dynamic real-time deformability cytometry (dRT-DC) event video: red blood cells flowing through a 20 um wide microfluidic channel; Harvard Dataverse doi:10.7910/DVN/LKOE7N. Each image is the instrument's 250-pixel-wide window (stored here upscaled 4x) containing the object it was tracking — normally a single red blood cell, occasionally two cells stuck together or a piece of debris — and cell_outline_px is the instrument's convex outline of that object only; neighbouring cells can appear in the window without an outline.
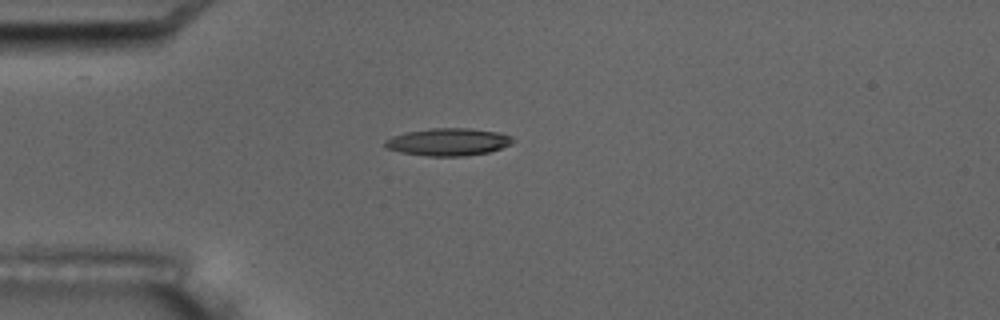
{"species": "common noctule bat (a hibernating species)", "species_latin": "Nyctalus noctula", "temperature_condition": "room temperature", "stored_images_in_passage": 10, "camera_frame_rate_fps": 3000, "um_per_image_px": 0.085, "animal": {"sex": "male", "body_mass_g": 17.5, "forearm_length_mm": 52.3}, "frame": {"image": 1, "passage_image": 4, "time_ms": 3.667, "image_size_px": [1000, 320], "cell_outline_px": [[512, 144], [488, 152], [464, 156], [428, 156], [400, 152], [388, 148], [384, 144], [384, 140], [392, 136], [404, 132], [432, 128], [468, 128], [496, 132], [512, 136]], "centroid_in_image_um": [38.06, 12.06], "position_along_channel_um": 46.9, "area_um2": 20.35}}